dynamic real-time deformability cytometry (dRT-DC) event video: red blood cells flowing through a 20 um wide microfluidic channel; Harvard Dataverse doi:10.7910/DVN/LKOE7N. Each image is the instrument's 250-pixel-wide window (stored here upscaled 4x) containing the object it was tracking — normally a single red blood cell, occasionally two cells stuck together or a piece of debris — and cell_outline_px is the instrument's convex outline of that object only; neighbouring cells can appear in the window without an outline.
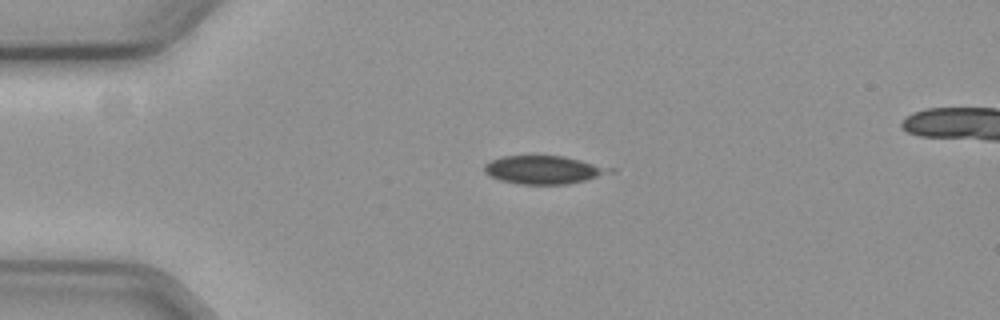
{"species": "common noctule bat (a hibernating species)", "species_latin": "Nyctalus noctula", "temperature_condition": "cold", "stored_images_in_passage": 16, "camera_frame_rate_fps": 3000, "um_per_image_px": 0.085, "animal": {"sex": "female", "body_mass_g": 19.3, "forearm_length_mm": 54.1}, "frame": {"image": 1, "passage_image": 11, "time_ms": 3.333, "image_size_px": [1000, 320], "cell_outline_px": [[616, 172], [568, 184], [516, 184], [500, 180], [488, 176], [484, 172], [484, 164], [488, 160], [504, 156], [564, 156], [616, 168]], "centroid_in_image_um": [46.22, 14.43], "position_along_channel_um": 38.8, "area_um2": 20.92}}